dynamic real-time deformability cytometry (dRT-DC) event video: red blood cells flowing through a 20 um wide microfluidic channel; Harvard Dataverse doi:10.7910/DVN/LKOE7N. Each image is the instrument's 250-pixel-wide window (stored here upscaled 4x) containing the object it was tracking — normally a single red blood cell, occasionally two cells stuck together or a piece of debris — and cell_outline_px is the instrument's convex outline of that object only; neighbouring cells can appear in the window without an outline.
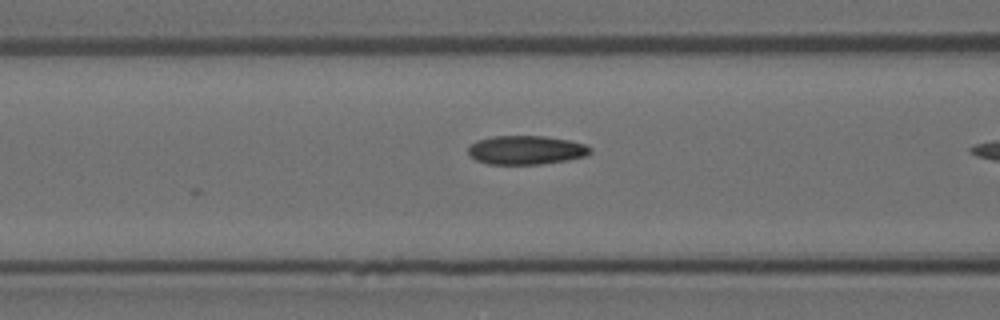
{"species": "Egyptian fruit bat (a non-hibernating species)", "species_latin": "Rousettus aegyptiacus", "temperature_condition": "room temperature", "stored_images_in_passage": 22, "camera_frame_rate_fps": 3000, "um_per_image_px": 0.085, "animal": {"sex": "female"}, "frame": {"image": 1, "passage_image": 18, "time_ms": 5.667, "image_size_px": [1000, 320], "cell_outline_px": [[592, 152], [584, 156], [568, 160], [540, 164], [488, 164], [476, 160], [468, 156], [468, 148], [476, 140], [492, 136], [544, 136], [568, 140], [584, 144], [592, 148]], "centroid_in_image_um": [44.69, 12.75], "position_along_channel_um": 121.9, "area_um2": 20.58}}
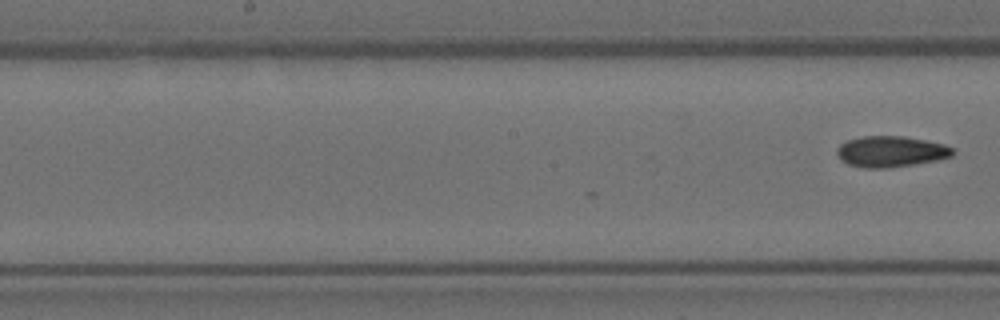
{"frame": {"image": 2, "passage_image": 22, "time_ms": 7.0, "image_size_px": [1000, 320], "cell_outline_px": [[956, 152], [952, 156], [936, 160], [888, 168], [864, 168], [848, 164], [840, 160], [836, 152], [836, 148], [840, 144], [848, 140], [860, 136], [904, 136], [944, 144], [952, 148]], "centroid_in_image_um": [75.69, 12.88], "position_along_channel_um": 172.5, "area_um2": 20.92}}